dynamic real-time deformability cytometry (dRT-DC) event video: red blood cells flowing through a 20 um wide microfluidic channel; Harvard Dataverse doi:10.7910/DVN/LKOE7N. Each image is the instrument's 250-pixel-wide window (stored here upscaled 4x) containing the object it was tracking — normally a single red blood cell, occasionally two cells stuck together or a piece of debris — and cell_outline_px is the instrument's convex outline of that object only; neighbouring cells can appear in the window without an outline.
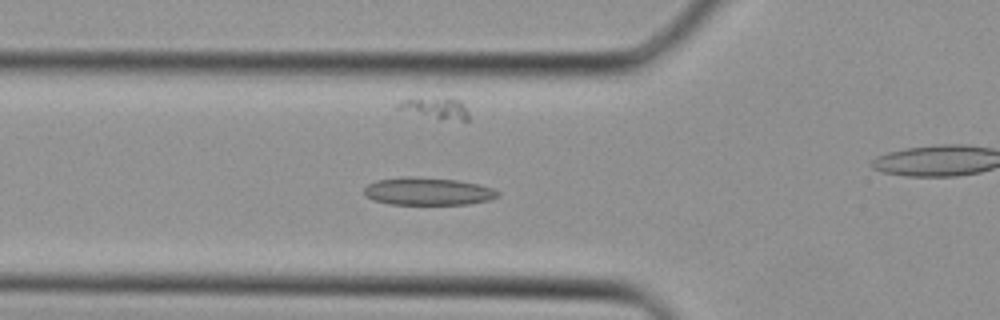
{"species": "Egyptian fruit bat (a non-hibernating species)", "species_latin": "Rousettus aegyptiacus", "temperature_condition": "cold", "stored_images_in_passage": 39, "camera_frame_rate_fps": 3000, "um_per_image_px": 0.085, "animal": {"sex": "female"}, "frame": {"image": 1, "passage_image": 14, "time_ms": 4.333, "image_size_px": [1000, 320], "cell_outline_px": [[500, 196], [492, 200], [468, 204], [388, 204], [372, 200], [364, 196], [364, 188], [368, 184], [376, 180], [408, 176], [456, 180], [480, 184], [492, 188], [500, 192]], "centroid_in_image_um": [36.38, 16.27], "position_along_channel_um": 89.4, "area_um2": 21.73}}
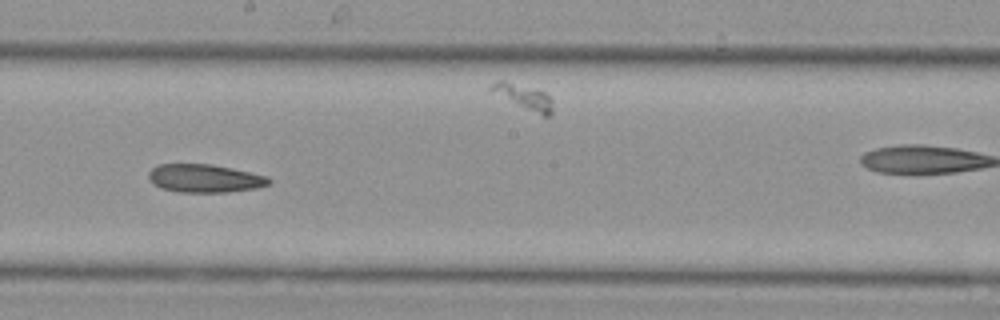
{"frame": {"image": 2, "passage_image": 22, "time_ms": 7.0, "image_size_px": [1000, 320], "cell_outline_px": [[272, 184], [256, 188], [228, 192], [180, 192], [160, 188], [152, 184], [148, 176], [148, 172], [156, 164], [212, 164], [268, 176], [272, 180]], "centroid_in_image_um": [17.4, 15.16], "position_along_channel_um": 230.8, "area_um2": 19.94}}
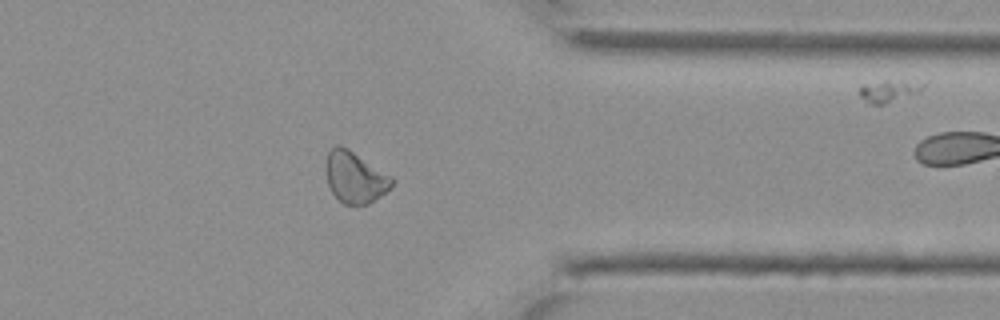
{"frame": {"image": 3, "passage_image": 31, "time_ms": 10.0, "image_size_px": [1000, 320], "cell_outline_px": [[392, 184], [380, 196], [368, 204], [344, 204], [332, 192], [328, 184], [328, 152], [336, 144], [340, 144], [348, 148], [392, 176]], "centroid_in_image_um": [30.19, 15.05], "position_along_channel_um": 381.2, "area_um2": 19.13}}